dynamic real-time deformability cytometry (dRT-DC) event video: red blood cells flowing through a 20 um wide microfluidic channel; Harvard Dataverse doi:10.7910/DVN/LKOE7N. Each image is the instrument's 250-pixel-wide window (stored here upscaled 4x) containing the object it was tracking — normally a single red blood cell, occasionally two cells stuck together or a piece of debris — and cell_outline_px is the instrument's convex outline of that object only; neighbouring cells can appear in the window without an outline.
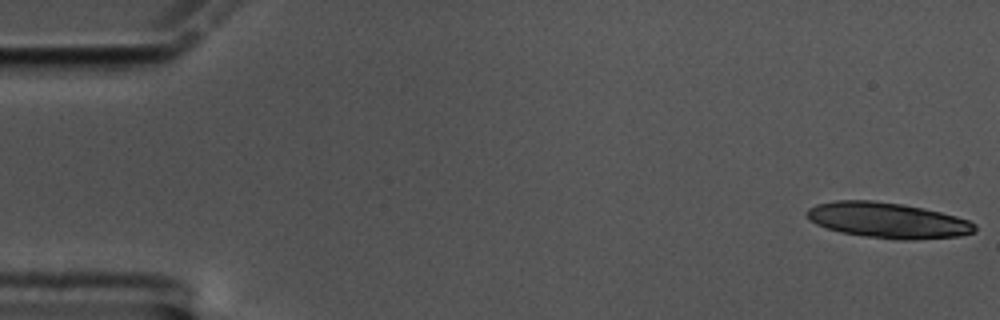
{"species": "common noctule bat (a hibernating species)", "species_latin": "Nyctalus noctula", "temperature_condition": "cold", "stored_images_in_passage": 11, "camera_frame_rate_fps": 3000, "um_per_image_px": 0.085, "animal": {"sex": "male", "body_mass_g": 17.5, "forearm_length_mm": 52.3}, "frame": {"image": 1, "passage_image": 1, "time_ms": 0.0, "image_size_px": [1000, 320], "cell_outline_px": [[976, 232], [960, 236], [908, 240], [896, 240], [864, 236], [840, 232], [816, 224], [808, 220], [804, 212], [808, 208], [816, 204], [836, 200], [872, 200], [904, 204], [924, 208], [956, 216], [968, 220], [976, 224]], "centroid_in_image_um": [75.44, 18.72], "position_along_channel_um": 9.6, "area_um2": 35.08}}